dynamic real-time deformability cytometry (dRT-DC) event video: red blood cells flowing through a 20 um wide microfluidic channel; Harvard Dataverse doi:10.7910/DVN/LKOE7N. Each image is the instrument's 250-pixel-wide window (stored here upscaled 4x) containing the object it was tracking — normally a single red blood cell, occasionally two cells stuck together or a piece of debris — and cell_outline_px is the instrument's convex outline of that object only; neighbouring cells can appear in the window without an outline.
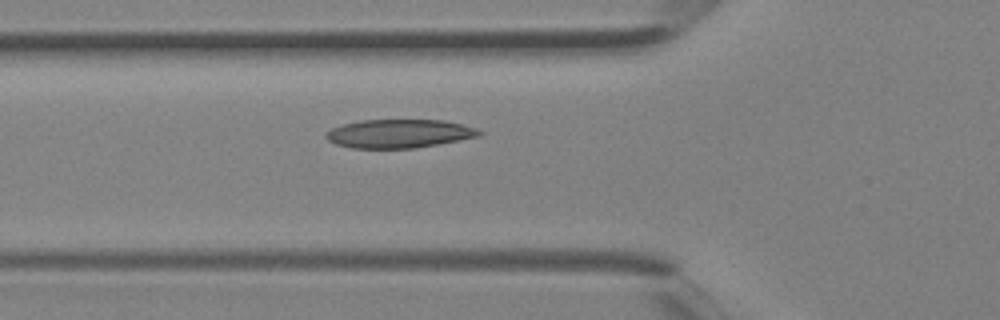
{"species": "Egyptian fruit bat (a non-hibernating species)", "species_latin": "Rousettus aegyptiacus", "temperature_condition": "room temperature", "stored_images_in_passage": 5, "camera_frame_rate_fps": 3000, "um_per_image_px": 0.085, "animal": {"sex": "female"}, "frame": {"image": 1, "passage_image": 5, "time_ms": 1.333, "image_size_px": [1000, 320], "cell_outline_px": [[484, 132], [480, 136], [416, 148], [352, 148], [336, 144], [328, 140], [324, 136], [324, 132], [332, 128], [344, 124], [360, 120], [444, 120], [476, 128]], "centroid_in_image_um": [33.9, 11.36], "position_along_channel_um": 91.9, "area_um2": 25.49}}